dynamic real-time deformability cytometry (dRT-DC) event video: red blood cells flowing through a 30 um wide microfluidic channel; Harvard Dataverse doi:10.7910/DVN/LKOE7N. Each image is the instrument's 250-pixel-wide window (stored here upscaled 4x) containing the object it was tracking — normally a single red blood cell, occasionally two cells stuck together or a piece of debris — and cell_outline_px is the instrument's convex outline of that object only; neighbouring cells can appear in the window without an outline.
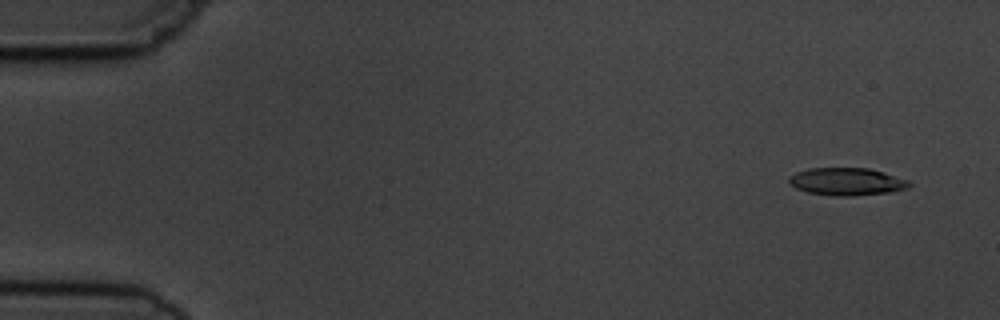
{"species": "common noctule bat (a hibernating species)", "species_latin": "Nyctalus noctula", "temperature_condition": "cold", "stored_images_in_passage": 5, "camera_frame_rate_fps": 3000, "um_per_image_px": 0.085, "animal": {"sex": "male", "body_mass_g": 19.5, "forearm_length_mm": 54.6}, "frame": {"image": 1, "passage_image": 1, "time_ms": 0.0, "image_size_px": [1000, 320], "cell_outline_px": [[912, 184], [908, 188], [892, 192], [852, 196], [836, 196], [808, 192], [796, 188], [788, 184], [788, 176], [796, 172], [808, 168], [868, 168], [912, 180]], "centroid_in_image_um": [72.0, 15.43], "position_along_channel_um": 13.0, "area_um2": 19.59}}